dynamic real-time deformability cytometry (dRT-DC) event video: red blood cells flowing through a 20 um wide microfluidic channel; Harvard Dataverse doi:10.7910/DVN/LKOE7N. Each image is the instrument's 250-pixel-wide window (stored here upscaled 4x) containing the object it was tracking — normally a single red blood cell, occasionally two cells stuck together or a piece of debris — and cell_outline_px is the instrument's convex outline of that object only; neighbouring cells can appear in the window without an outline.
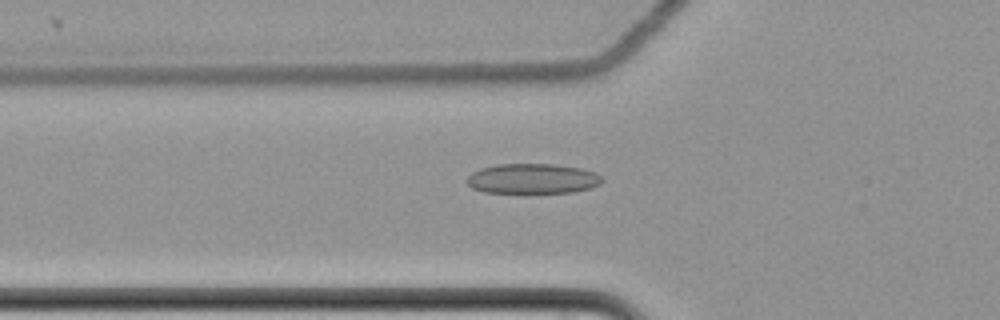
{"species": "common noctule bat (a hibernating species)", "species_latin": "Nyctalus noctula", "temperature_condition": "cold", "stored_images_in_passage": 52, "camera_frame_rate_fps": 3000, "um_per_image_px": 0.085, "animal": {"sex": "female", "body_mass_g": 22.7, "forearm_length_mm": 54.2}, "frame": {"image": 1, "passage_image": 14, "time_ms": 4.333, "image_size_px": [1000, 320], "cell_outline_px": [[604, 180], [600, 184], [592, 188], [572, 192], [528, 196], [484, 192], [472, 188], [464, 180], [472, 172], [480, 168], [496, 164], [556, 164], [580, 168], [596, 172]], "centroid_in_image_um": [45.25, 15.24], "position_along_channel_um": 80.6, "area_um2": 25.03}}
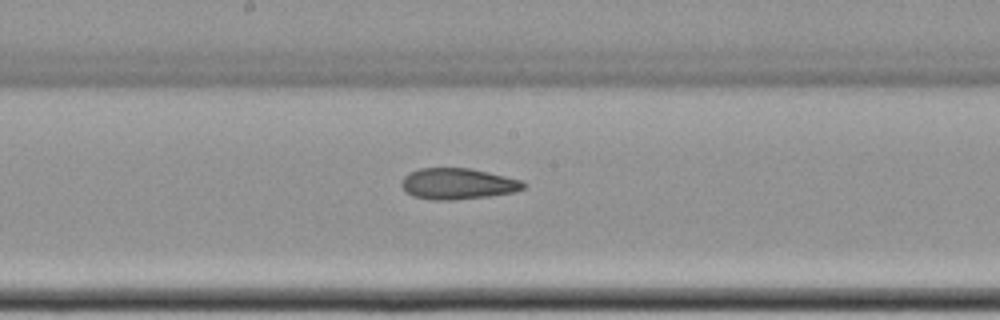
{"frame": {"image": 2, "passage_image": 25, "time_ms": 8.0, "image_size_px": [1000, 320], "cell_outline_px": [[528, 184], [524, 188], [516, 192], [488, 196], [456, 200], [432, 200], [412, 196], [400, 184], [404, 176], [408, 172], [420, 168], [472, 168], [520, 180]], "centroid_in_image_um": [38.91, 15.62], "position_along_channel_um": 209.3, "area_um2": 22.2}}
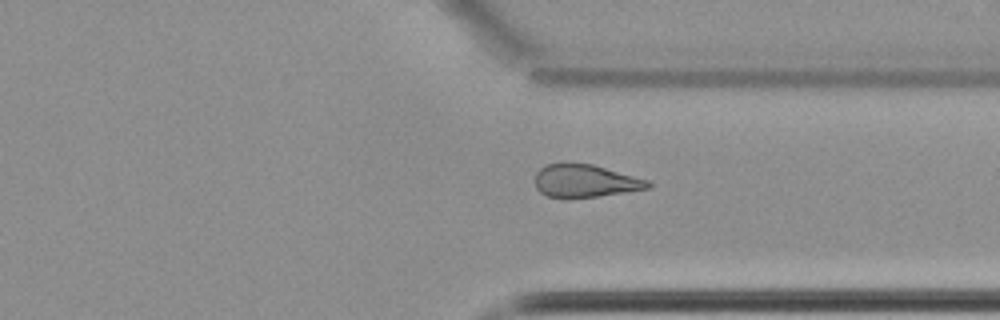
{"frame": {"image": 3, "passage_image": 38, "time_ms": 12.333, "image_size_px": [1000, 320], "cell_outline_px": [[652, 188], [568, 200], [564, 200], [548, 196], [540, 192], [536, 188], [536, 172], [544, 164], [592, 164], [648, 180], [652, 184]], "centroid_in_image_um": [49.72, 15.41], "position_along_channel_um": 361.7, "area_um2": 21.68}, "authors_computed_cell_mechanics": {"area_um2": 22.6865, "velocity_mm_per_s": 3.5049, "shape_relaxation_time_tau1_ms": null, "shape_relaxation_time_tau2_ms": 7.5651, "deformation_change_tau1": null, "deformation_change_tau2": 0.1612}}